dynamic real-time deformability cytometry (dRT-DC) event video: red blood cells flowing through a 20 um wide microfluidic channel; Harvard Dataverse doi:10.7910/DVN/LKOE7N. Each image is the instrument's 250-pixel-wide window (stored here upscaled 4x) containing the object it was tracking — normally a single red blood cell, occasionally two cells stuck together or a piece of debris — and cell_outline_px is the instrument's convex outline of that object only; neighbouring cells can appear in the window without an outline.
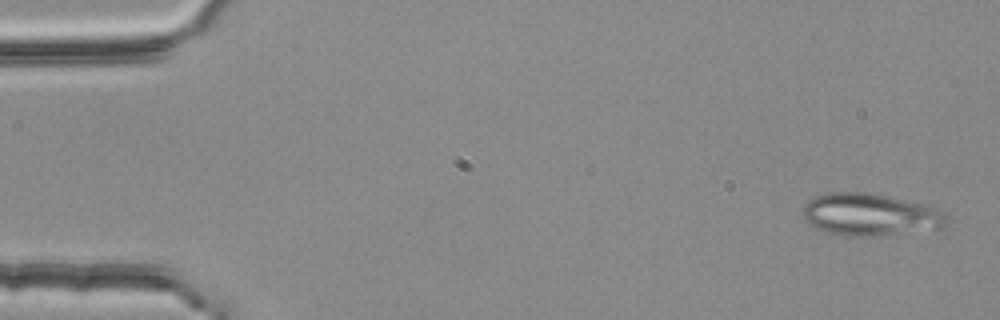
{"species": "common noctule bat (a hibernating species)", "species_latin": "Nyctalus noctula", "temperature_condition": "room temperature", "stored_images_in_passage": 53, "segment_of_instrument_passage": [1, 2], "camera_frame_rate_fps": 3000, "um_per_image_px": 0.085, "animal": {"sex": "female", "body_mass_g": 25.1}, "frame": {"image": 1, "passage_image": 2, "time_ms": 0.333, "image_size_px": [1000, 320], "cell_outline_px": [[948, 216], [944, 224], [940, 228], [884, 236], [848, 236], [832, 232], [820, 228], [804, 220], [800, 212], [804, 204], [808, 200], [816, 196], [828, 192], [864, 192], [924, 204], [936, 208], [944, 212]], "centroid_in_image_um": [73.94, 18.24], "position_along_channel_um": 11.1, "area_um2": 35.2}}